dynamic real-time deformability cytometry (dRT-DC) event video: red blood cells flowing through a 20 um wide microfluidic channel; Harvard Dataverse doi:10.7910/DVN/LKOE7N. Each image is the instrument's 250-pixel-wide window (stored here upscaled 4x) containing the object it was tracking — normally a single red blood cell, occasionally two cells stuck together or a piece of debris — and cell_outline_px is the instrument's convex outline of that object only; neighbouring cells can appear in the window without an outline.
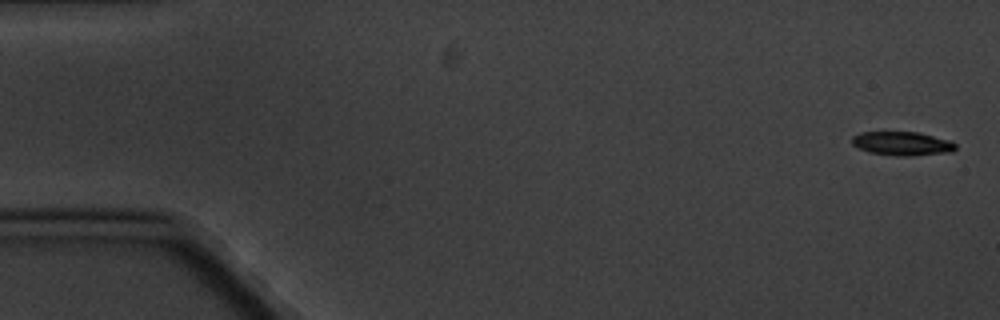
{"species": "common noctule bat (a hibernating species)", "species_latin": "Nyctalus noctula", "temperature_condition": "cold", "stored_images_in_passage": 9, "camera_frame_rate_fps": 3000, "um_per_image_px": 0.085, "animal": {"sex": "male", "body_mass_g": 20.1, "forearm_length_mm": 53.5}, "frame": {"image": 1, "passage_image": 1, "time_ms": 0.0, "image_size_px": [1000, 320], "cell_outline_px": [[956, 148], [952, 152], [912, 156], [896, 156], [868, 152], [852, 144], [852, 136], [860, 132], [916, 132], [948, 140], [956, 144]], "centroid_in_image_um": [76.67, 12.21], "position_along_channel_um": 8.3, "area_um2": 14.33}}